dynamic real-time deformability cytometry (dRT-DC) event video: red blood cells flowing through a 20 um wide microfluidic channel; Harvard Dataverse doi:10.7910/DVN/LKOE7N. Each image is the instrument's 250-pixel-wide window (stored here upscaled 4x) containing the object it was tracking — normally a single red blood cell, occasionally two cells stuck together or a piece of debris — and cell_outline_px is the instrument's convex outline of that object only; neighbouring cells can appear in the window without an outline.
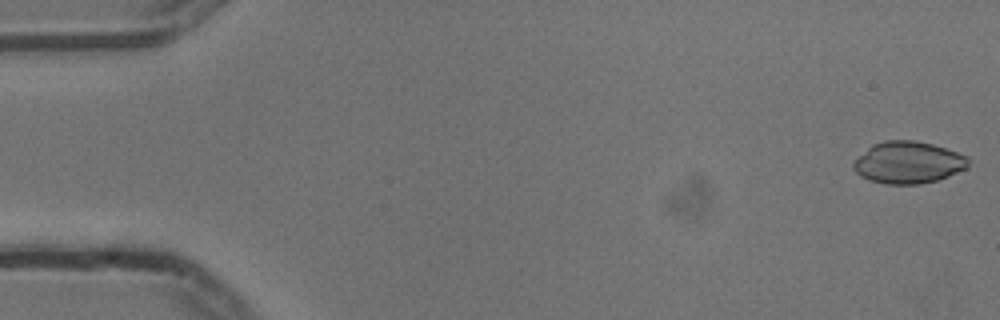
{"species": "common noctule bat (a hibernating species)", "species_latin": "Nyctalus noctula", "temperature_condition": "cold", "stored_images_in_passage": 54, "camera_frame_rate_fps": 3000, "um_per_image_px": 0.085, "animal": {"sex": "male", "body_mass_g": 13.3}, "frame": {"image": 1, "passage_image": 1, "time_ms": 0.0, "image_size_px": [1000, 320], "cell_outline_px": [[968, 168], [948, 176], [936, 180], [920, 184], [888, 184], [868, 180], [860, 176], [852, 168], [852, 164], [872, 144], [884, 140], [912, 140], [932, 144], [968, 156]], "centroid_in_image_um": [77.19, 13.81], "position_along_channel_um": 7.8, "area_um2": 27.98}}
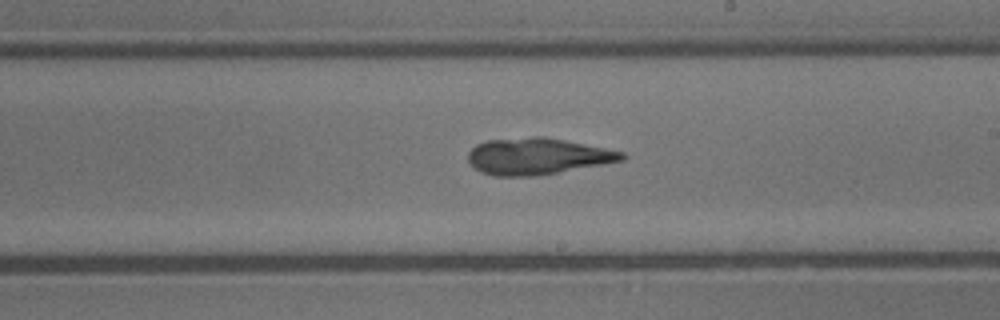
{"frame": {"image": 2, "passage_image": 31, "time_ms": 10.0, "image_size_px": [1000, 320], "cell_outline_px": [[628, 156], [624, 160], [556, 172], [532, 176], [492, 176], [480, 172], [468, 164], [468, 152], [476, 144], [488, 140], [532, 136], [544, 136], [624, 152]], "centroid_in_image_um": [45.62, 13.28], "position_along_channel_um": 243.4, "area_um2": 32.6}}
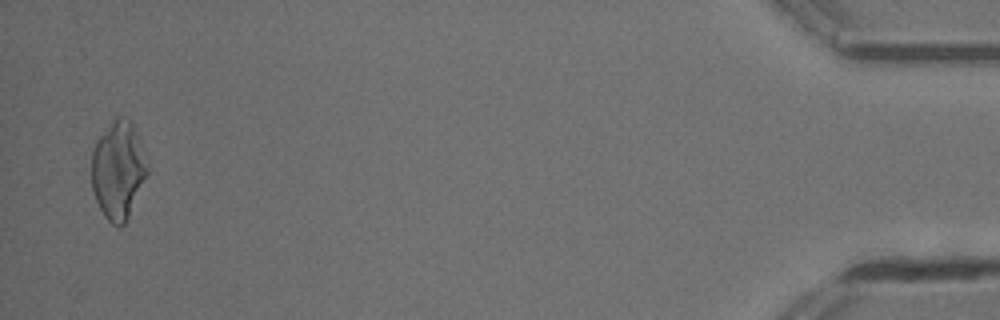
{"frame": {"image": 3, "passage_image": 53, "time_ms": 17.333, "image_size_px": [1000, 320], "cell_outline_px": [[148, 172], [128, 216], [124, 224], [120, 228], [116, 228], [104, 216], [96, 200], [92, 188], [92, 152], [96, 140], [112, 120], [116, 116], [124, 116], [132, 124], [148, 164]], "centroid_in_image_um": [10.02, 14.47], "position_along_channel_um": 425.2, "area_um2": 31.44}}